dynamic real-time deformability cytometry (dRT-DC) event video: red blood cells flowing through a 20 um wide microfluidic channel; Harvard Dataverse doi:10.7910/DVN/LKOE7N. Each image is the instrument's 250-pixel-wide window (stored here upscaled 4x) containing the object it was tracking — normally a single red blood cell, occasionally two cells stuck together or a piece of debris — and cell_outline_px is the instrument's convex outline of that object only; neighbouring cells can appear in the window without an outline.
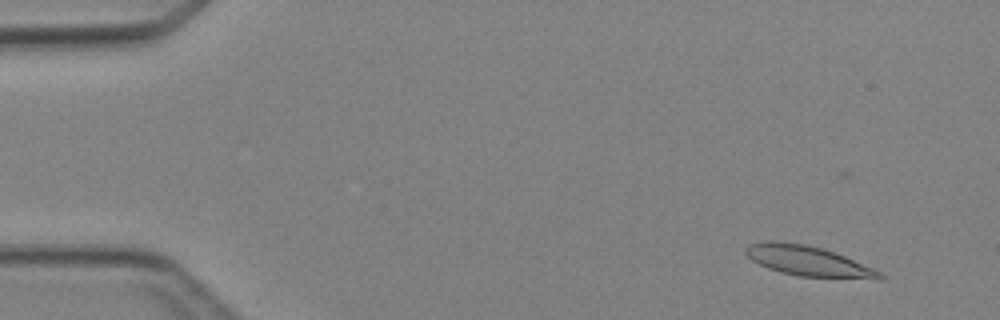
{"species": "Egyptian fruit bat (a non-hibernating species)", "species_latin": "Rousettus aegyptiacus", "temperature_condition": "cold", "stored_images_in_passage": 4, "camera_frame_rate_fps": 3000, "um_per_image_px": 0.085, "animal": {"sex": "female"}, "frame": {"image": 1, "passage_image": 1, "time_ms": 0.0, "image_size_px": [1000, 320], "cell_outline_px": [[884, 280], [876, 280], [800, 276], [780, 272], [768, 268], [752, 260], [744, 252], [744, 248], [748, 244], [768, 240], [776, 240], [804, 244], [820, 248], [844, 256], [872, 268], [880, 272], [884, 276]], "centroid_in_image_um": [68.68, 22.19], "position_along_channel_um": 16.3, "area_um2": 23.58}}
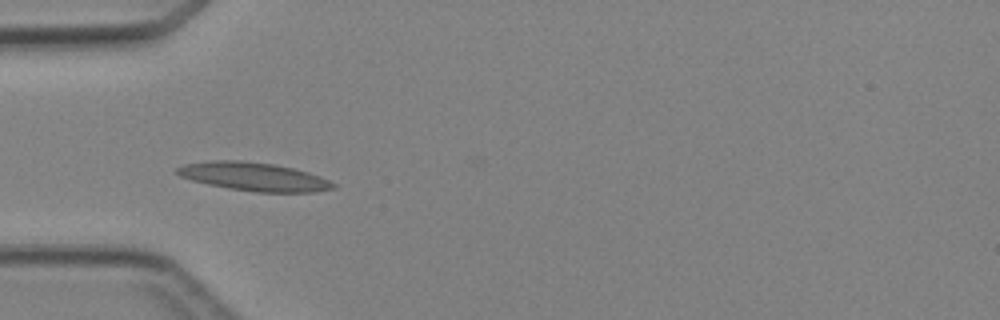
{"frame": {"image": 2, "passage_image": 4, "time_ms": 3.667, "image_size_px": [1000, 320], "cell_outline_px": [[336, 188], [312, 192], [256, 192], [228, 188], [208, 184], [192, 180], [180, 176], [176, 172], [176, 168], [184, 164], [212, 160], [240, 160], [272, 164], [292, 168], [308, 172], [320, 176], [336, 184]], "centroid_in_image_um": [21.57, 15.01], "position_along_channel_um": 63.4, "area_um2": 25.72}}